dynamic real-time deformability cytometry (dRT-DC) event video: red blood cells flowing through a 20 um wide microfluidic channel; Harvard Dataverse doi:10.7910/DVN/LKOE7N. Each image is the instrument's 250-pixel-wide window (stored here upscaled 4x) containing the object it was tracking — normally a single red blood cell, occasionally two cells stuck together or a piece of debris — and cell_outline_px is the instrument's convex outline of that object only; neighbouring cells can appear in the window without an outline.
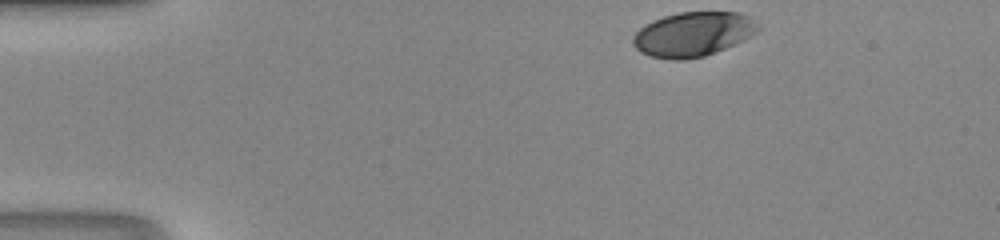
{"species": "human", "species_latin": "Homo sapiens", "temperature_condition": "room temperature", "stored_images_in_passage": 32, "camera_frame_rate_fps": 3000, "um_per_image_px": 0.085, "donor": {"sex": "male"}, "frame": {"image": 1, "passage_image": 1, "time_ms": 0.0, "image_size_px": [1000, 240], "cell_outline_px": [[760, 28], [752, 36], [744, 40], [704, 56], [684, 60], [668, 60], [648, 56], [640, 52], [632, 44], [632, 36], [644, 24], [652, 20], [664, 16], [680, 12], [740, 12], [748, 16]], "centroid_in_image_um": [58.86, 2.91], "position_along_channel_um": 26.1, "area_um2": 32.54}}
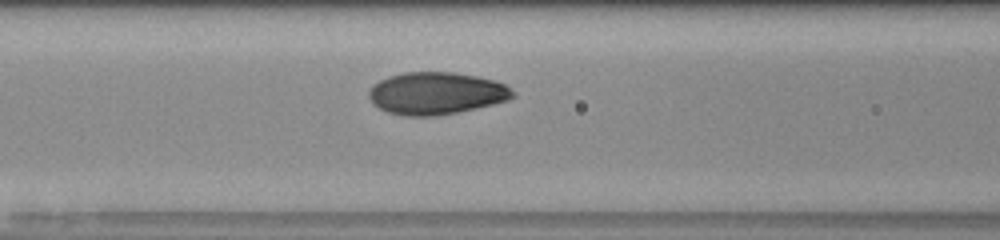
{"frame": {"image": 2, "passage_image": 14, "time_ms": 4.333, "image_size_px": [1000, 240], "cell_outline_px": [[516, 96], [508, 100], [476, 108], [436, 116], [404, 116], [388, 112], [372, 104], [368, 96], [368, 92], [372, 84], [388, 76], [404, 72], [452, 72], [476, 76], [496, 80], [504, 84], [516, 92]], "centroid_in_image_um": [37.07, 7.93], "position_along_channel_um": 129.5, "area_um2": 35.66}}
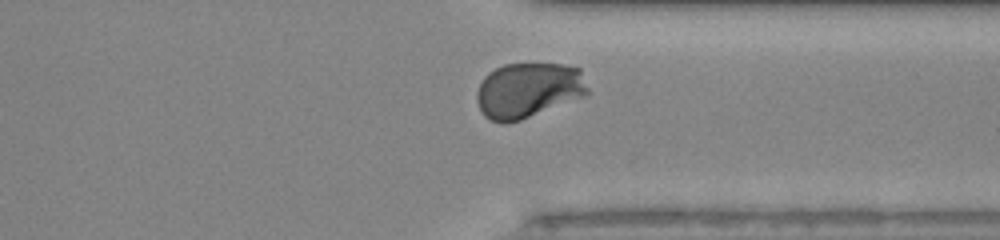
{"frame": {"image": 3, "passage_image": 30, "time_ms": 9.667, "image_size_px": [1000, 240], "cell_outline_px": [[592, 92], [588, 96], [520, 120], [504, 124], [492, 120], [484, 116], [476, 100], [476, 92], [484, 76], [488, 72], [504, 64], [564, 64], [580, 68]], "centroid_in_image_um": [44.96, 7.67], "position_along_channel_um": 366.4, "area_um2": 36.36}}